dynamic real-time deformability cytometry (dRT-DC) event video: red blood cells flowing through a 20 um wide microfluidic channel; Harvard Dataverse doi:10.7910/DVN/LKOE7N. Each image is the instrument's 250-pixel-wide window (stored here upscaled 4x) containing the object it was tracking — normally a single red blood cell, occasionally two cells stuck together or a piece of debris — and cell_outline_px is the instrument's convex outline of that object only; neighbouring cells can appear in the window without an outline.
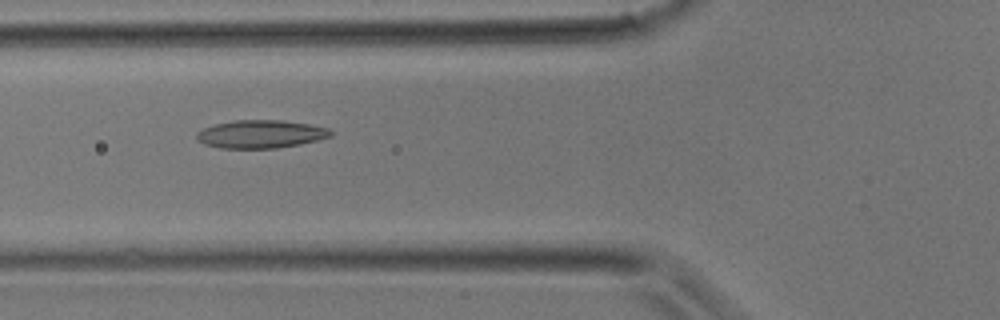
{"species": "common noctule bat (a hibernating species)", "species_latin": "Nyctalus noctula", "temperature_condition": "room temperature", "stored_images_in_passage": 25, "camera_frame_rate_fps": 3000, "um_per_image_px": 0.085, "animal": {"sex": "male", "body_mass_g": 17.9}, "frame": {"image": 1, "passage_image": 4, "time_ms": 1.0, "image_size_px": [1000, 320], "cell_outline_px": [[332, 136], [300, 144], [276, 148], [220, 148], [204, 144], [196, 140], [196, 132], [204, 128], [216, 124], [236, 120], [284, 120], [308, 124], [328, 128], [332, 132]], "centroid_in_image_um": [22.14, 11.4], "position_along_channel_um": 103.7, "area_um2": 21.85}}
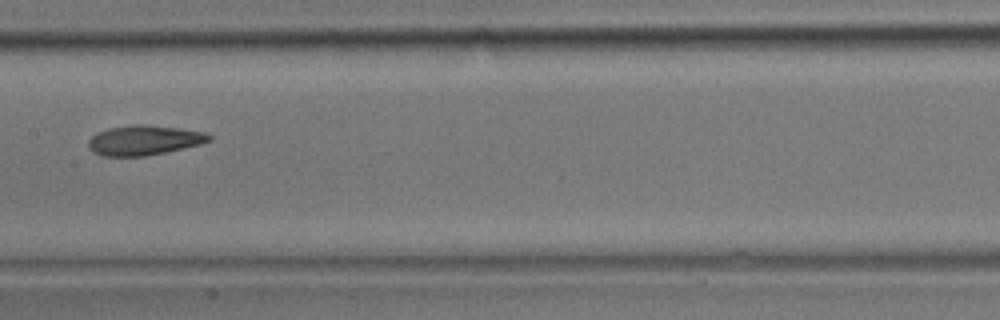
{"frame": {"image": 2, "passage_image": 9, "time_ms": 2.667, "image_size_px": [1000, 320], "cell_outline_px": [[212, 140], [200, 144], [164, 152], [144, 156], [100, 156], [92, 152], [88, 148], [88, 140], [96, 132], [108, 128], [136, 124], [144, 124], [176, 128], [204, 132], [212, 136]], "centroid_in_image_um": [12.19, 11.92], "position_along_channel_um": 195.2, "area_um2": 20.92}}
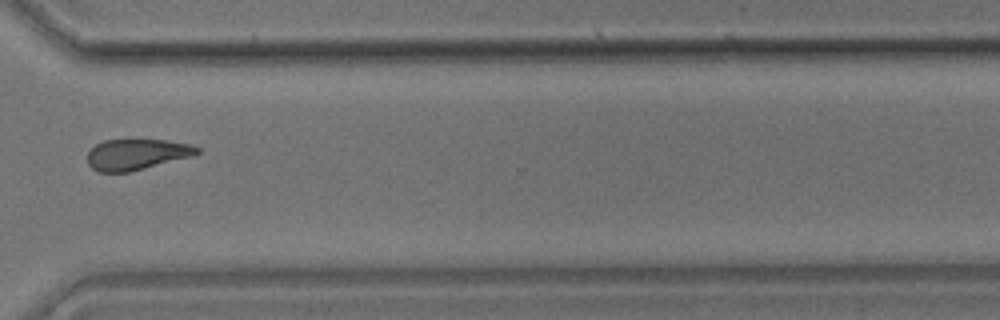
{"frame": {"image": 3, "passage_image": 18, "time_ms": 5.667, "image_size_px": [1000, 320], "cell_outline_px": [[200, 152], [192, 156], [128, 172], [96, 172], [88, 164], [88, 152], [96, 144], [104, 140], [164, 140], [192, 144], [200, 148]], "centroid_in_image_um": [11.61, 13.12], "position_along_channel_um": 359.0, "area_um2": 19.59}}